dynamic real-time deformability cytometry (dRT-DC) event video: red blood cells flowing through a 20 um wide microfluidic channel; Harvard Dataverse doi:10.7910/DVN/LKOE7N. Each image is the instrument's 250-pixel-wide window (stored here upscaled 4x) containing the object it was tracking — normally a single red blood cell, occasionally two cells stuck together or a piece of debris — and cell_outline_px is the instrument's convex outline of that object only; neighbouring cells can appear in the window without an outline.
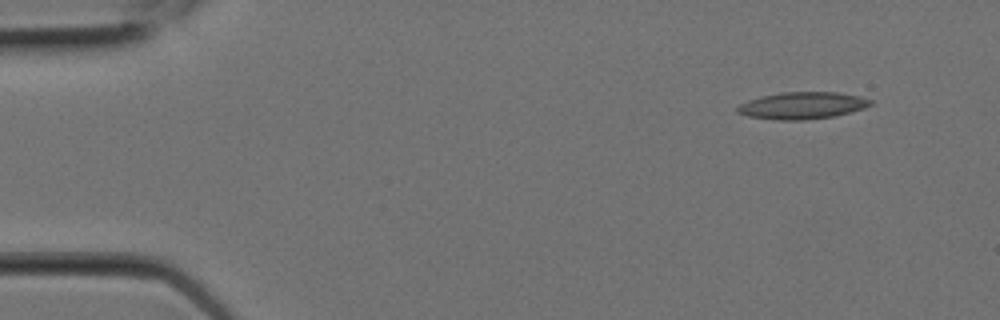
{"species": "Egyptian fruit bat (a non-hibernating species)", "species_latin": "Rousettus aegyptiacus", "temperature_condition": "room temperature", "stored_images_in_passage": 6, "camera_frame_rate_fps": 3000, "um_per_image_px": 0.085, "animal": {"sex": "female"}, "frame": {"image": 1, "passage_image": 1, "time_ms": 0.0, "image_size_px": [1000, 320], "cell_outline_px": [[872, 104], [864, 108], [836, 116], [804, 120], [776, 120], [748, 116], [736, 112], [736, 108], [740, 104], [748, 100], [760, 96], [780, 92], [836, 92], [860, 96], [872, 100]], "centroid_in_image_um": [68.18, 8.97], "position_along_channel_um": 16.8, "area_um2": 21.04}}
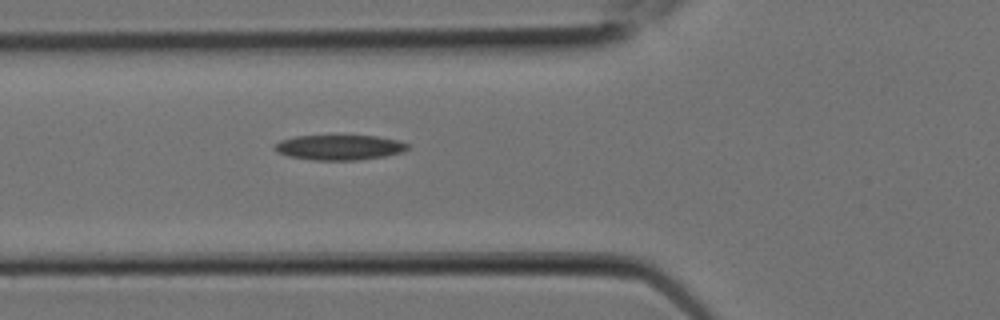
{"frame": {"image": 2, "passage_image": 6, "time_ms": 1.667, "image_size_px": [1000, 320], "cell_outline_px": [[408, 148], [400, 152], [384, 156], [360, 160], [312, 160], [288, 156], [276, 152], [272, 148], [280, 140], [296, 136], [376, 136], [396, 140], [408, 144]], "centroid_in_image_um": [28.79, 12.53], "position_along_channel_um": 97.0, "area_um2": 19.31}}